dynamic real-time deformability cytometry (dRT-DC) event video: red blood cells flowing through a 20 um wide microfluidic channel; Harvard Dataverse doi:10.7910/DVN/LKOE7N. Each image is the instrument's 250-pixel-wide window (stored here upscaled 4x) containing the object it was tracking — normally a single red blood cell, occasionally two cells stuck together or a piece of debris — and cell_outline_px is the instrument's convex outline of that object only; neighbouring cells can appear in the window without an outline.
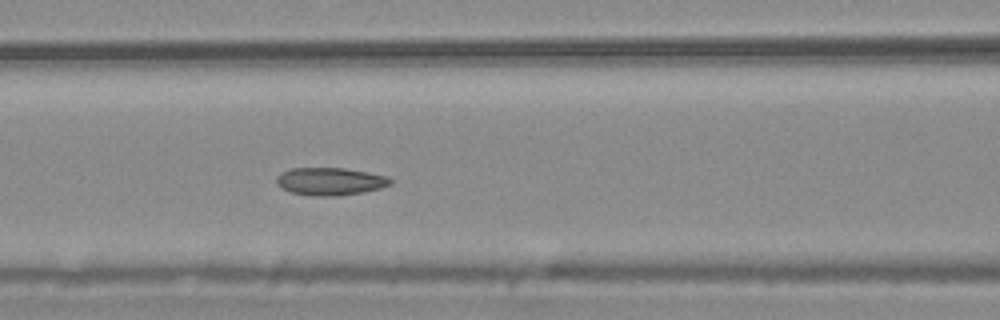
{"species": "common noctule bat (a hibernating species)", "species_latin": "Nyctalus noctula", "temperature_condition": "warm", "stored_images_in_passage": 7, "camera_frame_rate_fps": 3000, "um_per_image_px": 0.085, "animal": {"sex": "male", "body_mass_g": 20.4}, "frame": {"image": 1, "passage_image": 7, "time_ms": 2.0, "image_size_px": [1000, 320], "cell_outline_px": [[392, 184], [380, 188], [360, 192], [336, 196], [312, 196], [292, 192], [280, 188], [276, 184], [276, 176], [280, 172], [292, 168], [344, 168], [368, 172], [388, 176], [392, 180]], "centroid_in_image_um": [28.03, 15.41], "position_along_channel_um": 138.6, "area_um2": 18.44}}